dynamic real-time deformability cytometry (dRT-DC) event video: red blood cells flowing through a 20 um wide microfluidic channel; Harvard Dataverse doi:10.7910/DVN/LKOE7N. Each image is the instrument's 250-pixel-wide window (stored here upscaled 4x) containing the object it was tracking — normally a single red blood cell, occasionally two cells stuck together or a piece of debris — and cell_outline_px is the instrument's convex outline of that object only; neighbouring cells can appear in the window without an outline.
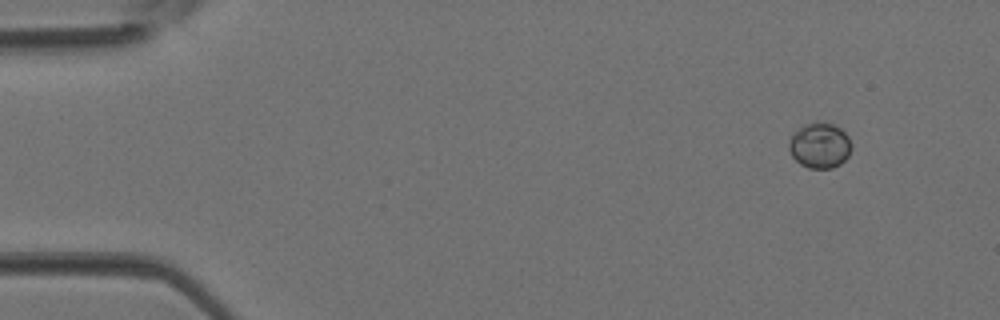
{"species": "Egyptian fruit bat (a non-hibernating species)", "species_latin": "Rousettus aegyptiacus", "temperature_condition": "room temperature", "stored_images_in_passage": 4, "camera_frame_rate_fps": 3000, "um_per_image_px": 0.085, "animal": {"sex": "female"}, "frame": {"image": 1, "passage_image": 1, "time_ms": 0.0, "image_size_px": [1000, 320], "cell_outline_px": [[852, 148], [848, 156], [840, 164], [832, 168], [808, 168], [800, 164], [792, 156], [788, 148], [788, 144], [792, 132], [804, 124], [816, 120], [832, 124], [840, 128], [848, 136], [852, 144]], "centroid_in_image_um": [69.66, 12.34], "position_along_channel_um": 15.3, "area_um2": 16.88}}
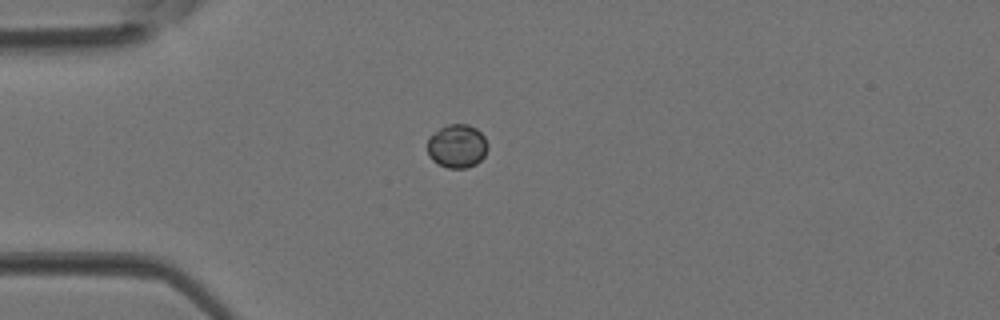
{"frame": {"image": 2, "passage_image": 3, "time_ms": 0.667, "image_size_px": [1000, 320], "cell_outline_px": [[488, 148], [484, 156], [476, 164], [468, 168], [448, 168], [432, 160], [428, 156], [428, 136], [440, 128], [448, 124], [468, 124], [476, 128], [484, 136], [488, 144]], "centroid_in_image_um": [38.85, 12.41], "position_along_channel_um": 46.1, "area_um2": 15.43}}
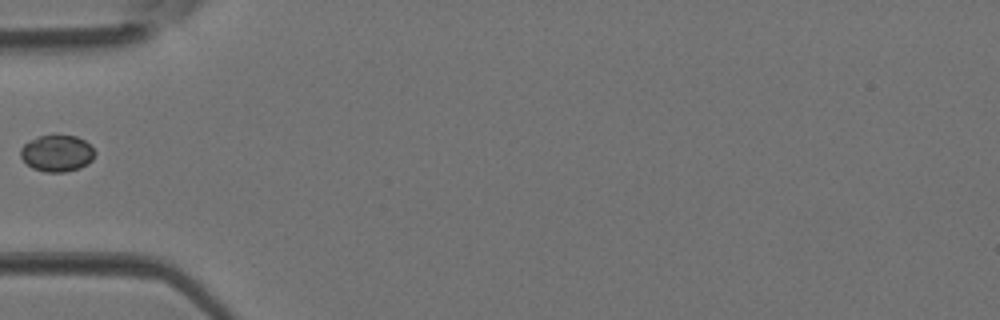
{"frame": {"image": 3, "passage_image": 4, "time_ms": 1.0, "image_size_px": [1000, 320], "cell_outline_px": [[96, 152], [92, 160], [88, 164], [80, 168], [64, 172], [44, 172], [32, 168], [20, 156], [20, 148], [28, 140], [40, 136], [76, 136], [84, 140]], "centroid_in_image_um": [4.84, 13.04], "position_along_channel_um": 80.2, "area_um2": 15.78}}